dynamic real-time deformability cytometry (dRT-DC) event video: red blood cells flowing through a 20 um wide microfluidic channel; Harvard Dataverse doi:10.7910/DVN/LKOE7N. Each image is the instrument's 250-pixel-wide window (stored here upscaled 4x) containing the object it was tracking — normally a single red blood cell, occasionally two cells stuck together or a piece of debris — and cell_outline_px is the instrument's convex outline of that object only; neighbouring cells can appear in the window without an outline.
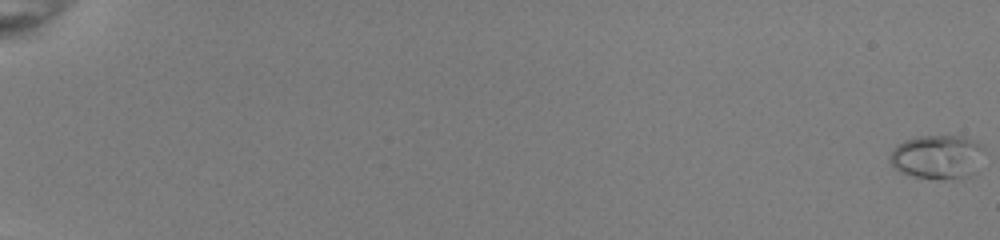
{"species": "common noctule bat (a hibernating species)", "species_latin": "Nyctalus noctula", "temperature_condition": "room temperature", "stored_images_in_passage": 55, "camera_frame_rate_fps": 3000, "um_per_image_px": 0.085, "animal": {"sex": "female", "body_mass_g": 22.0, "forearm_length_mm": 56.7}, "frame": {"image": 1, "passage_image": 1, "time_ms": 0.0, "image_size_px": [1000, 240], "cell_outline_px": [[980, 148], [976, 172], [968, 176], [940, 180], [912, 176], [900, 172], [892, 164], [888, 156], [892, 148], [896, 144], [904, 140], [920, 136], [960, 136], [972, 140], [980, 144]], "centroid_in_image_um": [79.58, 13.34], "position_along_channel_um": 5.4, "area_um2": 23.87}}
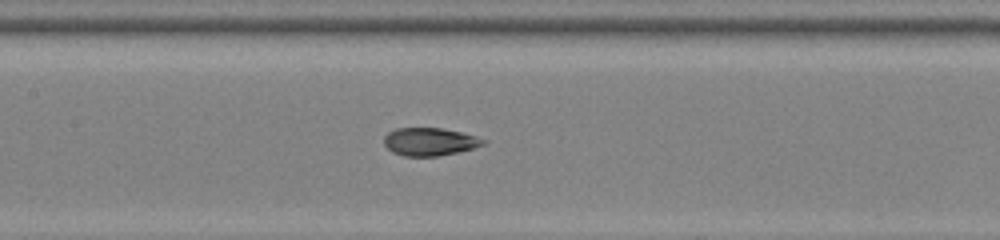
{"frame": {"image": 2, "passage_image": 30, "time_ms": 9.667, "image_size_px": [1000, 240], "cell_outline_px": [[488, 140], [484, 144], [472, 148], [440, 156], [404, 156], [392, 152], [384, 144], [384, 136], [388, 132], [396, 128], [440, 128], [460, 132], [476, 136]], "centroid_in_image_um": [36.5, 12.04], "position_along_channel_um": 170.9, "area_um2": 16.07}}
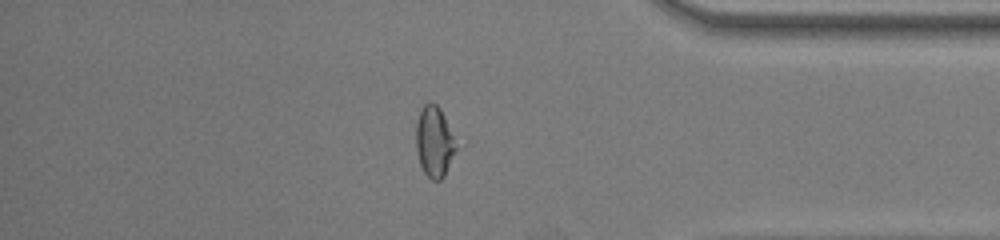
{"frame": {"image": 3, "passage_image": 48, "time_ms": 15.667, "image_size_px": [1000, 240], "cell_outline_px": [[456, 148], [444, 176], [440, 180], [432, 180], [424, 172], [420, 164], [416, 148], [416, 124], [420, 108], [424, 104], [436, 104], [440, 108], [444, 116], [452, 136]], "centroid_in_image_um": [36.87, 12.05], "position_along_channel_um": 398.3, "area_um2": 16.01}, "authors_computed_cell_mechanics": {"area_um2": 16.9932, "velocity_mm_per_s": 4.0165, "shape_relaxation_time_tau1_ms": null, "shape_relaxation_time_tau2_ms": 0.8636, "deformation_change_tau1": null, "deformation_change_tau2": 0.069}}